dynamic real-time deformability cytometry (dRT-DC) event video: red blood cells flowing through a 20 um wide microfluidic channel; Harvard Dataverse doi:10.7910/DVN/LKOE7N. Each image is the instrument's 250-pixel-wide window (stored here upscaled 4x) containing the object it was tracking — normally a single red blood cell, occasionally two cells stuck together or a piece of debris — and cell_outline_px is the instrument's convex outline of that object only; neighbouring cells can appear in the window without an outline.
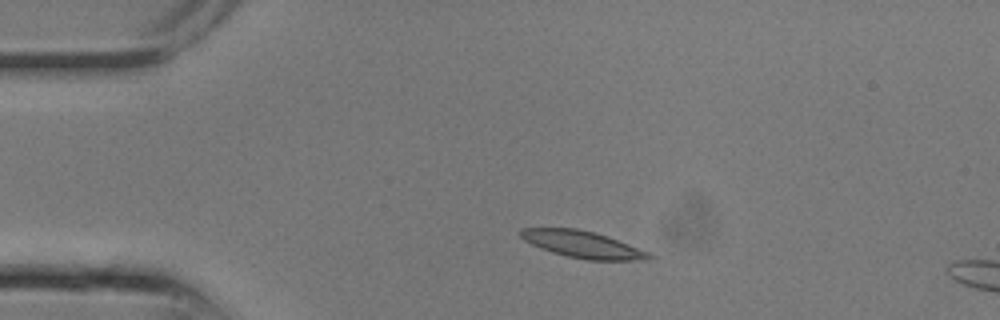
{"species": "common noctule bat (a hibernating species)", "species_latin": "Nyctalus noctula", "temperature_condition": "room temperature", "stored_images_in_passage": 6, "camera_frame_rate_fps": 3000, "um_per_image_px": 0.085, "animal": {"sex": "male", "body_mass_g": 13.3}, "frame": {"image": 1, "passage_image": 3, "time_ms": 0.667, "image_size_px": [1000, 320], "cell_outline_px": [[656, 256], [652, 260], [588, 260], [568, 256], [552, 252], [540, 248], [524, 240], [520, 236], [520, 228], [576, 228], [596, 232], [608, 236], [648, 252]], "centroid_in_image_um": [49.55, 20.77], "position_along_channel_um": 35.4, "area_um2": 20.11}}